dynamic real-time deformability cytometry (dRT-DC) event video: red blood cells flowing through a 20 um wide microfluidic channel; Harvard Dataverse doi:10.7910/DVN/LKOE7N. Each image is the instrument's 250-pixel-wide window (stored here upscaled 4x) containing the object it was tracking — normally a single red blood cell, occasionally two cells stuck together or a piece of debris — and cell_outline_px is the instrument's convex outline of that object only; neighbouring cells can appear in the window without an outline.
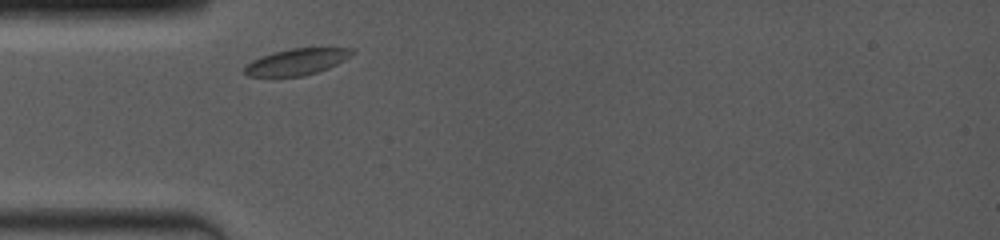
{"species": "common noctule bat (a hibernating species)", "species_latin": "Nyctalus noctula", "temperature_condition": "room temperature", "stored_images_in_passage": 3, "segment_of_instrument_passage": [1, 2], "camera_frame_rate_fps": 4000, "um_per_image_px": 0.085, "animal": {"sex": "female", "body_mass_g": 19.0, "forearm_length_mm": 53.3}, "frame": {"image": 1, "passage_image": 1, "time_ms": 0.0, "image_size_px": [1000, 240], "cell_outline_px": [[356, 52], [352, 56], [328, 68], [304, 76], [248, 76], [244, 72], [244, 68], [252, 60], [272, 52], [292, 48], [352, 48]], "centroid_in_image_um": [25.25, 5.24], "position_along_channel_um": 59.8, "area_um2": 16.42}}